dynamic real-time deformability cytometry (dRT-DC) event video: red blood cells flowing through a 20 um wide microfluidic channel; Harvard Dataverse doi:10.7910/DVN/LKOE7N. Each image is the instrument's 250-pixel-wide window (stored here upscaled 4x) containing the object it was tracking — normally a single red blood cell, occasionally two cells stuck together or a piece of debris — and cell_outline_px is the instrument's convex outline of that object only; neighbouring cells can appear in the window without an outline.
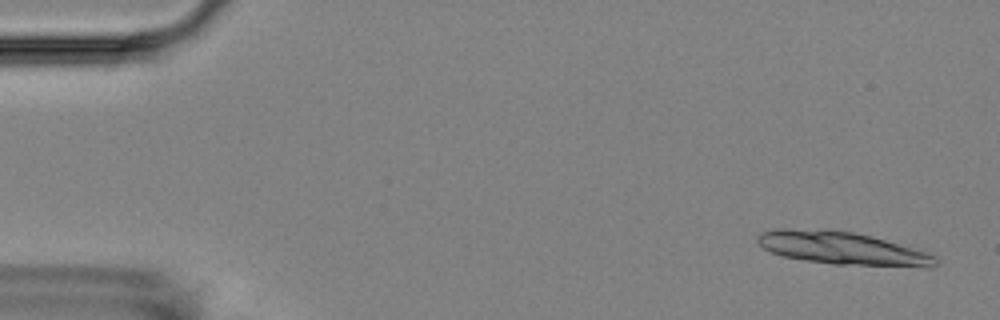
{"species": "Egyptian fruit bat (a non-hibernating species)", "species_latin": "Rousettus aegyptiacus", "temperature_condition": "room temperature", "stored_images_in_passage": 6, "camera_frame_rate_fps": 3000, "um_per_image_px": 0.085, "animal": {"sex": "female"}, "frame": {"image": 1, "passage_image": 1, "time_ms": 0.0, "image_size_px": [1000, 320], "cell_outline_px": [[940, 260], [932, 268], [924, 268], [832, 264], [784, 256], [772, 252], [764, 248], [756, 240], [756, 236], [760, 232], [776, 228], [824, 228], [852, 232], [872, 236], [924, 252], [936, 256]], "centroid_in_image_um": [71.6, 21.1], "position_along_channel_um": 13.4, "area_um2": 34.39}}
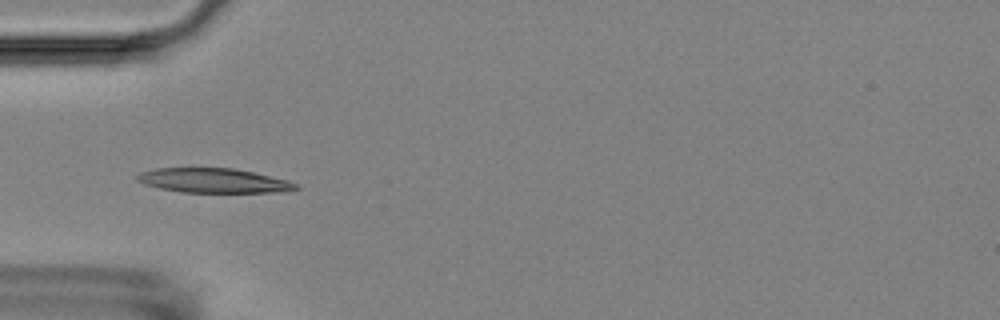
{"frame": {"image": 2, "passage_image": 5, "time_ms": 5.0, "image_size_px": [1000, 320], "cell_outline_px": [[300, 188], [288, 192], [180, 192], [160, 188], [144, 184], [136, 180], [136, 176], [140, 172], [156, 168], [232, 168], [252, 172], [288, 180], [296, 184]], "centroid_in_image_um": [18.15, 15.35], "position_along_channel_um": 66.8, "area_um2": 22.6}}
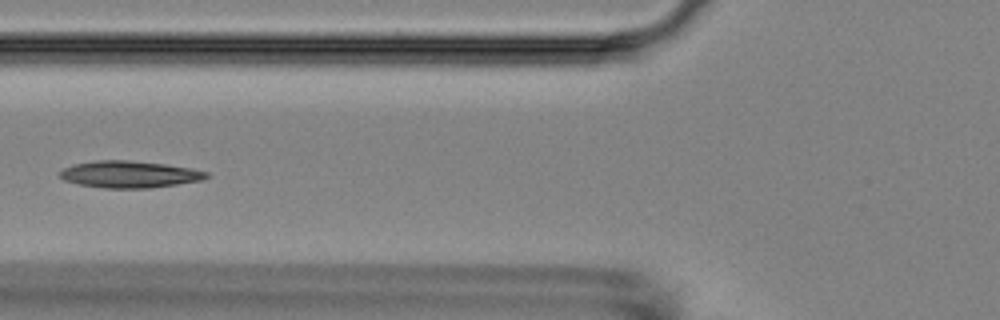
{"frame": {"image": 3, "passage_image": 6, "time_ms": 6.333, "image_size_px": [1000, 320], "cell_outline_px": [[208, 176], [200, 180], [176, 184], [148, 188], [104, 188], [80, 184], [64, 180], [60, 176], [60, 172], [64, 168], [72, 164], [96, 160], [128, 160], [164, 164], [192, 168], [208, 172]], "centroid_in_image_um": [10.98, 14.81], "position_along_channel_um": 114.8, "area_um2": 22.72}}